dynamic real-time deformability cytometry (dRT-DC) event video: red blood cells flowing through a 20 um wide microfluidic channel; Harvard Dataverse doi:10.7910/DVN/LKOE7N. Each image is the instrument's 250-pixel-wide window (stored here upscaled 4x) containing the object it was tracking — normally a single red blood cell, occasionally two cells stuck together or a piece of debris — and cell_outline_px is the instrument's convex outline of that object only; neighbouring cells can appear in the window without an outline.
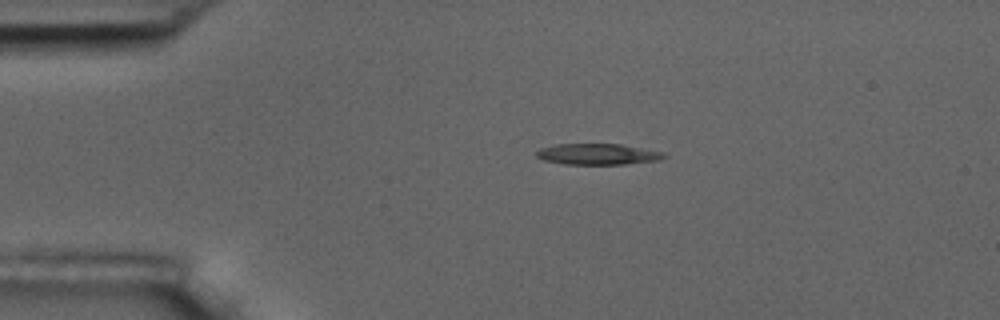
{"species": "common noctule bat (a hibernating species)", "species_latin": "Nyctalus noctula", "temperature_condition": "room temperature", "stored_images_in_passage": 5, "camera_frame_rate_fps": 3000, "um_per_image_px": 0.085, "animal": {"sex": "male", "body_mass_g": 17.5, "forearm_length_mm": 52.3}, "frame": {"image": 1, "passage_image": 4, "time_ms": 3.333, "image_size_px": [1000, 320], "cell_outline_px": [[668, 156], [660, 160], [624, 164], [564, 164], [544, 160], [536, 156], [536, 152], [540, 148], [556, 144], [620, 144], [664, 152]], "centroid_in_image_um": [50.82, 13.1], "position_along_channel_um": 34.2, "area_um2": 15.61}}